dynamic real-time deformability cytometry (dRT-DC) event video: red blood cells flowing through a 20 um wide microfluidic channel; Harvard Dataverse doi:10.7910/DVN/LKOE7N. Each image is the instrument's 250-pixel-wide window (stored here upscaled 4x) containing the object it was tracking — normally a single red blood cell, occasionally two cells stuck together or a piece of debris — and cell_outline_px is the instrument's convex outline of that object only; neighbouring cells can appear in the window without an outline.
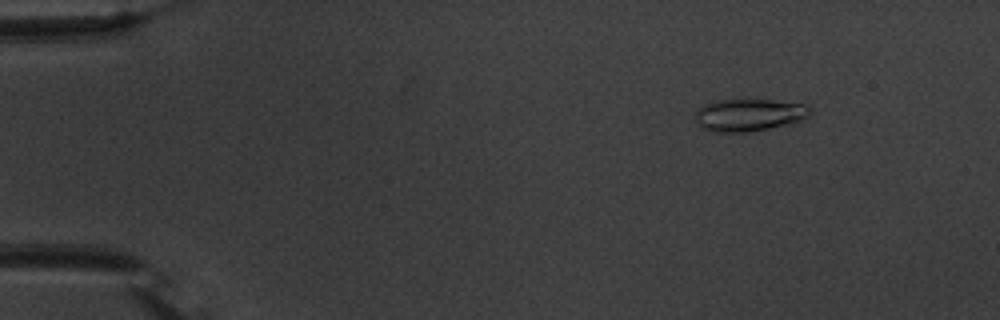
{"species": "common noctule bat (a hibernating species)", "species_latin": "Nyctalus noctula", "temperature_condition": "warm", "stored_images_in_passage": 51, "camera_frame_rate_fps": 3000, "um_per_image_px": 0.085, "animal": {"sex": "male", "body_mass_g": 20.1, "forearm_length_mm": 53.5}, "frame": {"image": 1, "passage_image": 3, "time_ms": 0.667, "image_size_px": [1000, 320], "cell_outline_px": [[812, 112], [804, 120], [768, 128], [748, 132], [716, 132], [700, 128], [696, 124], [696, 112], [704, 104], [720, 100], [772, 100], [808, 104], [812, 108]], "centroid_in_image_um": [63.7, 9.77], "position_along_channel_um": 21.3, "area_um2": 21.73}}
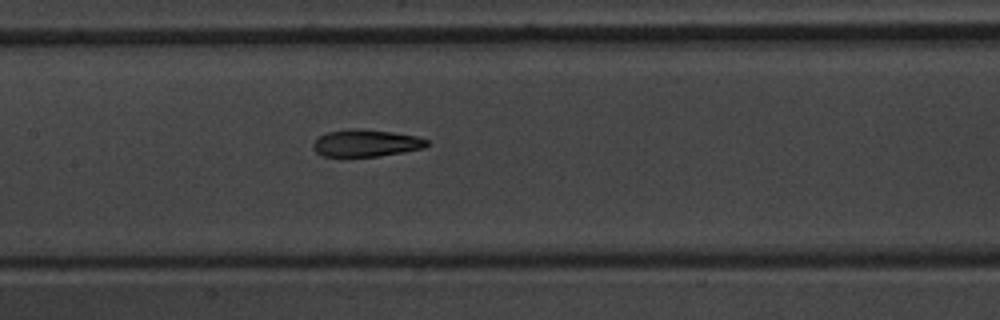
{"frame": {"image": 2, "passage_image": 23, "time_ms": 7.333, "image_size_px": [1000, 320], "cell_outline_px": [[428, 144], [424, 148], [404, 152], [380, 156], [320, 156], [312, 148], [312, 144], [320, 136], [328, 132], [348, 128], [356, 128], [392, 132], [416, 136], [428, 140]], "centroid_in_image_um": [31.1, 12.16], "position_along_channel_um": 176.3, "area_um2": 17.98}}
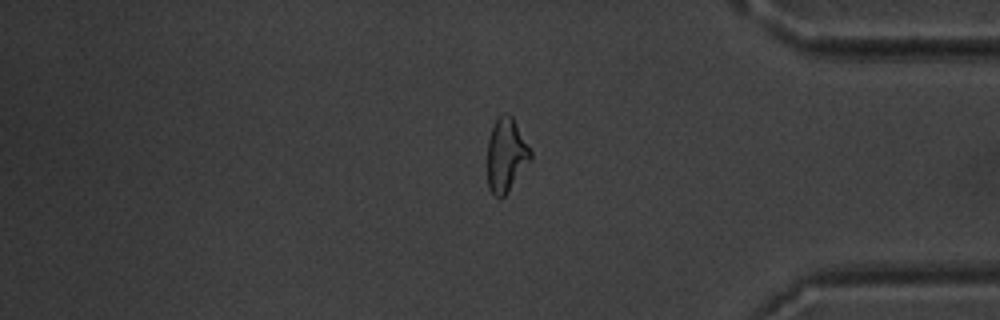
{"frame": {"image": 3, "passage_image": 42, "time_ms": 13.667, "image_size_px": [1000, 320], "cell_outline_px": [[532, 156], [508, 192], [500, 200], [488, 188], [488, 140], [492, 128], [500, 112], [508, 112], [512, 116], [532, 152]], "centroid_in_image_um": [43.01, 13.16], "position_along_channel_um": 392.2, "area_um2": 18.38}, "authors_computed_cell_mechanics": {"area_um2": 19.0162, "velocity_mm_per_s": 3.7273, "shape_relaxation_time_tau1_ms": 5.7996, "shape_relaxation_time_tau2_ms": 2.2395, "deformation_change_tau1": 0.2088, "deformation_change_tau2": 0.1032}}